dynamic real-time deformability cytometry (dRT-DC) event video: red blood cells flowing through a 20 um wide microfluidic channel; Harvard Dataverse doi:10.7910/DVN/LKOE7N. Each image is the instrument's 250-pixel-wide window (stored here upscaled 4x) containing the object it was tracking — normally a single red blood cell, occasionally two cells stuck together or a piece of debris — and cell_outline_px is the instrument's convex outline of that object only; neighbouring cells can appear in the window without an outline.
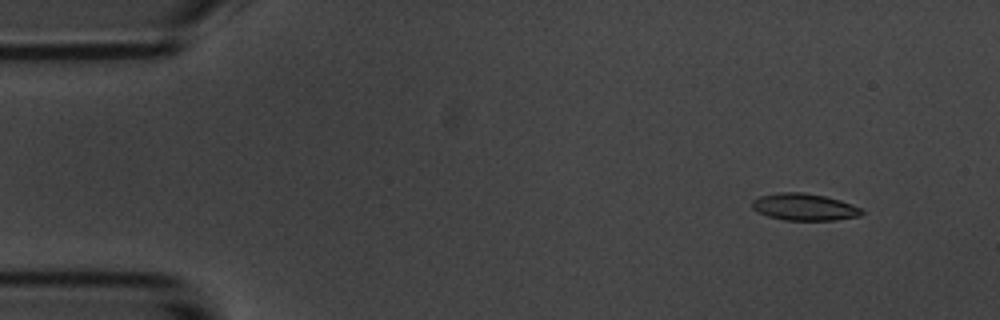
{"species": "common noctule bat (a hibernating species)", "species_latin": "Nyctalus noctula", "temperature_condition": "room temperature", "stored_images_in_passage": 6, "camera_frame_rate_fps": 3000, "um_per_image_px": 0.085, "animal": {"sex": "male", "body_mass_g": 20.1, "forearm_length_mm": 53.5}, "frame": {"image": 1, "passage_image": 2, "time_ms": 1.333, "image_size_px": [1000, 320], "cell_outline_px": [[864, 212], [860, 216], [836, 220], [784, 220], [768, 216], [752, 208], [752, 200], [760, 196], [780, 192], [804, 192], [824, 196], [840, 200], [852, 204], [860, 208]], "centroid_in_image_um": [68.38, 17.59], "position_along_channel_um": 16.6, "area_um2": 17.17}}
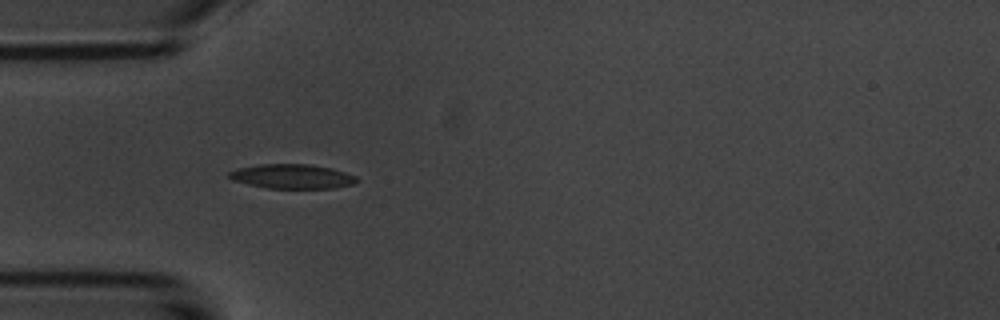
{"frame": {"image": 2, "passage_image": 5, "time_ms": 5.0, "image_size_px": [1000, 320], "cell_outline_px": [[360, 180], [352, 184], [336, 188], [268, 188], [248, 184], [232, 180], [228, 176], [228, 172], [236, 168], [260, 164], [308, 164], [332, 168], [356, 176]], "centroid_in_image_um": [24.83, 14.99], "position_along_channel_um": 60.2, "area_um2": 18.21}}